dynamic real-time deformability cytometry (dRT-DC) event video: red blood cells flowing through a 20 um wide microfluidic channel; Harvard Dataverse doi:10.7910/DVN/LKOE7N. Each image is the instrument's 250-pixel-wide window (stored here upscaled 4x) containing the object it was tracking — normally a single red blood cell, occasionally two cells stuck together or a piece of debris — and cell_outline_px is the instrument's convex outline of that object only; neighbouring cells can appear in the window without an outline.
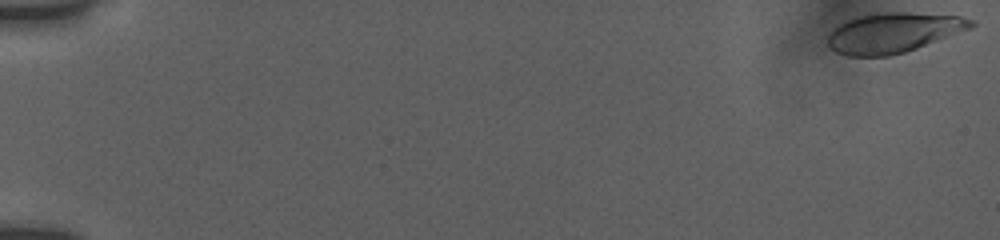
{"species": "human", "species_latin": "Homo sapiens", "temperature_condition": "room temperature", "stored_images_in_passage": 51, "camera_frame_rate_fps": 3000, "um_per_image_px": 0.085, "donor": {"sex": "female"}, "frame": {"image": 1, "passage_image": 1, "time_ms": 0.0, "image_size_px": [1000, 240], "cell_outline_px": [[976, 24], [972, 28], [916, 48], [904, 52], [888, 56], [848, 56], [836, 52], [828, 48], [828, 36], [840, 24], [856, 16], [884, 12], [908, 12], [960, 16], [972, 20]], "centroid_in_image_um": [75.94, 2.78], "position_along_channel_um": 9.1, "area_um2": 33.18}}
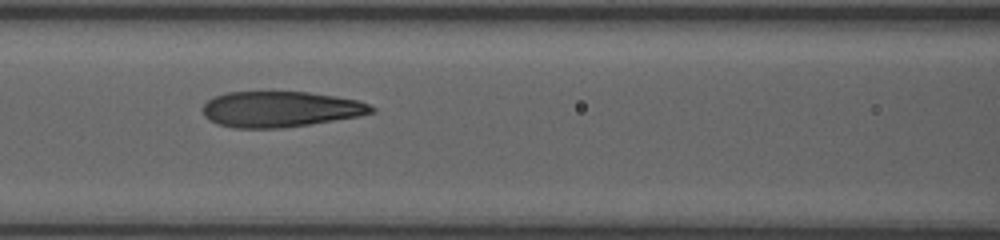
{"frame": {"image": 2, "passage_image": 26, "time_ms": 8.333, "image_size_px": [1000, 240], "cell_outline_px": [[376, 112], [360, 116], [308, 124], [280, 128], [236, 128], [216, 124], [204, 116], [204, 104], [212, 96], [228, 92], [308, 92], [356, 100], [368, 104], [376, 108]], "centroid_in_image_um": [23.81, 9.28], "position_along_channel_um": 142.8, "area_um2": 34.97}}
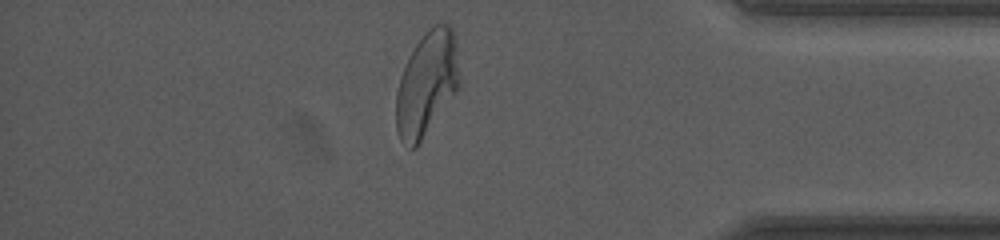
{"frame": {"image": 3, "passage_image": 48, "time_ms": 15.667, "image_size_px": [1000, 240], "cell_outline_px": [[460, 84], [456, 92], [416, 148], [412, 148], [400, 140], [396, 128], [396, 92], [400, 76], [416, 44], [424, 32], [432, 24], [440, 20], [448, 24], [452, 28], [456, 40], [460, 80]], "centroid_in_image_um": [36.29, 7.07], "position_along_channel_um": 398.9, "area_um2": 38.67}, "authors_computed_cell_mechanics": {"area_um2": 35.3736, "velocity_mm_per_s": 3.8131, "shape_relaxation_time_tau1_ms": 7.5852, "shape_relaxation_time_tau2_ms": 0.7078, "deformation_change_tau1": 0.2607, "deformation_change_tau2": 0.0787}}